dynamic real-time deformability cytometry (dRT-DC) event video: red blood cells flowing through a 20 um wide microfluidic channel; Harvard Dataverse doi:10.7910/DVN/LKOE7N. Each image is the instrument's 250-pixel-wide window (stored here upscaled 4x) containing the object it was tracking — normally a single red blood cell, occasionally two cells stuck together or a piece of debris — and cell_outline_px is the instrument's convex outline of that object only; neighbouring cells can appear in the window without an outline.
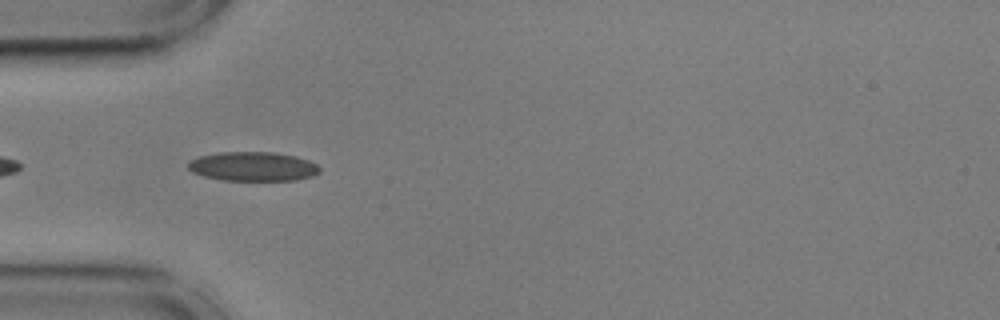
{"species": "common noctule bat (a hibernating species)", "species_latin": "Nyctalus noctula", "temperature_condition": "cold", "stored_images_in_passage": 17, "camera_frame_rate_fps": 3000, "um_per_image_px": 0.085, "animal": {"sex": "male", "body_mass_g": 17.9, "forearm_length_mm": 54.2}, "frame": {"image": 1, "passage_image": 3, "time_ms": 0.667, "image_size_px": [1000, 320], "cell_outline_px": [[320, 172], [312, 176], [296, 180], [224, 180], [204, 176], [192, 172], [188, 168], [188, 160], [200, 156], [220, 152], [276, 152], [296, 156], [308, 160], [316, 164], [320, 168]], "centroid_in_image_um": [21.5, 14.14], "position_along_channel_um": 63.5, "area_um2": 22.43}}